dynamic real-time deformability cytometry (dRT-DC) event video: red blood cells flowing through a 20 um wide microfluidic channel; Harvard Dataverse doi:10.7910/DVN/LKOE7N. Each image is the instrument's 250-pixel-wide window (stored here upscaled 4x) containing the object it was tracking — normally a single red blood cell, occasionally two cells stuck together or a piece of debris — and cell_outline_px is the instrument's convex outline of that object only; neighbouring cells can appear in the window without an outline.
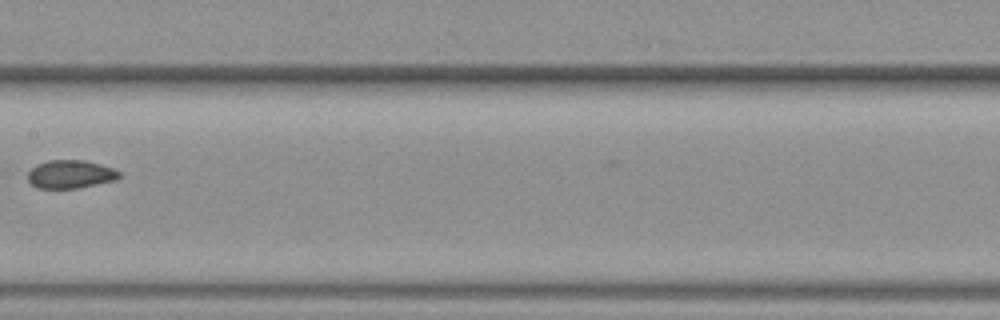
{"species": "common noctule bat (a hibernating species)", "species_latin": "Nyctalus noctula", "temperature_condition": "warm", "stored_images_in_passage": 4, "camera_frame_rate_fps": 3000, "um_per_image_px": 0.085, "animal": {"sex": "female", "body_mass_g": 19.3, "forearm_length_mm": 54.1}, "frame": {"image": 1, "passage_image": 4, "time_ms": 3.667, "image_size_px": [1000, 320], "cell_outline_px": [[120, 176], [116, 180], [76, 188], [40, 188], [32, 184], [28, 180], [28, 172], [36, 164], [48, 160], [84, 160], [100, 164], [112, 168], [120, 172]], "centroid_in_image_um": [5.98, 14.8], "position_along_channel_um": 201.4, "area_um2": 14.91}}